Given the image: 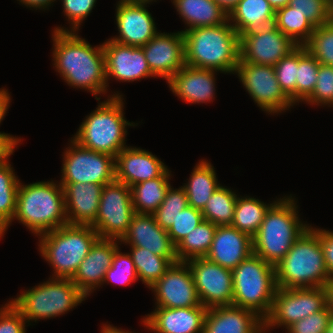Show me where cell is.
<instances>
[{"label": "cell", "instance_id": "35", "mask_svg": "<svg viewBox=\"0 0 333 333\" xmlns=\"http://www.w3.org/2000/svg\"><path fill=\"white\" fill-rule=\"evenodd\" d=\"M274 24L298 46H304L315 29L304 15L290 5L276 10Z\"/></svg>", "mask_w": 333, "mask_h": 333}, {"label": "cell", "instance_id": "28", "mask_svg": "<svg viewBox=\"0 0 333 333\" xmlns=\"http://www.w3.org/2000/svg\"><path fill=\"white\" fill-rule=\"evenodd\" d=\"M186 30L224 24L228 14L214 0H171Z\"/></svg>", "mask_w": 333, "mask_h": 333}, {"label": "cell", "instance_id": "19", "mask_svg": "<svg viewBox=\"0 0 333 333\" xmlns=\"http://www.w3.org/2000/svg\"><path fill=\"white\" fill-rule=\"evenodd\" d=\"M142 49L151 72L166 82L185 66L184 36L181 31H160Z\"/></svg>", "mask_w": 333, "mask_h": 333}, {"label": "cell", "instance_id": "49", "mask_svg": "<svg viewBox=\"0 0 333 333\" xmlns=\"http://www.w3.org/2000/svg\"><path fill=\"white\" fill-rule=\"evenodd\" d=\"M318 236L323 247L325 264L330 280H333V231L318 228Z\"/></svg>", "mask_w": 333, "mask_h": 333}, {"label": "cell", "instance_id": "10", "mask_svg": "<svg viewBox=\"0 0 333 333\" xmlns=\"http://www.w3.org/2000/svg\"><path fill=\"white\" fill-rule=\"evenodd\" d=\"M328 305L326 287L284 289L278 287L270 314L264 319V333L289 327ZM280 326V327H279Z\"/></svg>", "mask_w": 333, "mask_h": 333}, {"label": "cell", "instance_id": "11", "mask_svg": "<svg viewBox=\"0 0 333 333\" xmlns=\"http://www.w3.org/2000/svg\"><path fill=\"white\" fill-rule=\"evenodd\" d=\"M60 184L105 185L115 180V157L80 146L72 138L63 152Z\"/></svg>", "mask_w": 333, "mask_h": 333}, {"label": "cell", "instance_id": "8", "mask_svg": "<svg viewBox=\"0 0 333 333\" xmlns=\"http://www.w3.org/2000/svg\"><path fill=\"white\" fill-rule=\"evenodd\" d=\"M22 291L10 301L22 313L28 325L39 319L67 314L87 299L69 278L49 277L47 281Z\"/></svg>", "mask_w": 333, "mask_h": 333}, {"label": "cell", "instance_id": "16", "mask_svg": "<svg viewBox=\"0 0 333 333\" xmlns=\"http://www.w3.org/2000/svg\"><path fill=\"white\" fill-rule=\"evenodd\" d=\"M155 295V306L187 308L200 303L193 276L187 262L178 261L149 288Z\"/></svg>", "mask_w": 333, "mask_h": 333}, {"label": "cell", "instance_id": "36", "mask_svg": "<svg viewBox=\"0 0 333 333\" xmlns=\"http://www.w3.org/2000/svg\"><path fill=\"white\" fill-rule=\"evenodd\" d=\"M130 255L133 259L138 279L147 288H150L172 266L166 257L156 255L141 247L130 246Z\"/></svg>", "mask_w": 333, "mask_h": 333}, {"label": "cell", "instance_id": "1", "mask_svg": "<svg viewBox=\"0 0 333 333\" xmlns=\"http://www.w3.org/2000/svg\"><path fill=\"white\" fill-rule=\"evenodd\" d=\"M52 42L53 68L68 86L90 92L96 100L107 94L102 44L93 47L78 32L57 31H52Z\"/></svg>", "mask_w": 333, "mask_h": 333}, {"label": "cell", "instance_id": "4", "mask_svg": "<svg viewBox=\"0 0 333 333\" xmlns=\"http://www.w3.org/2000/svg\"><path fill=\"white\" fill-rule=\"evenodd\" d=\"M291 195L277 199L252 237L253 253L273 266L285 257L310 226L307 221L304 223L300 220L297 200Z\"/></svg>", "mask_w": 333, "mask_h": 333}, {"label": "cell", "instance_id": "21", "mask_svg": "<svg viewBox=\"0 0 333 333\" xmlns=\"http://www.w3.org/2000/svg\"><path fill=\"white\" fill-rule=\"evenodd\" d=\"M119 245V240L98 238L79 264L71 281L86 297L103 285L105 273L111 267L113 255Z\"/></svg>", "mask_w": 333, "mask_h": 333}, {"label": "cell", "instance_id": "39", "mask_svg": "<svg viewBox=\"0 0 333 333\" xmlns=\"http://www.w3.org/2000/svg\"><path fill=\"white\" fill-rule=\"evenodd\" d=\"M187 206H189V204L185 189L182 186L178 189H174V187L170 186L164 200L153 215L157 224L168 231L175 222L179 212Z\"/></svg>", "mask_w": 333, "mask_h": 333}, {"label": "cell", "instance_id": "3", "mask_svg": "<svg viewBox=\"0 0 333 333\" xmlns=\"http://www.w3.org/2000/svg\"><path fill=\"white\" fill-rule=\"evenodd\" d=\"M14 220L37 237L67 225L64 190L59 181L51 179L30 184L20 181L12 222Z\"/></svg>", "mask_w": 333, "mask_h": 333}, {"label": "cell", "instance_id": "50", "mask_svg": "<svg viewBox=\"0 0 333 333\" xmlns=\"http://www.w3.org/2000/svg\"><path fill=\"white\" fill-rule=\"evenodd\" d=\"M21 140V137L0 134V165L9 162L10 156L15 152V148H17Z\"/></svg>", "mask_w": 333, "mask_h": 333}, {"label": "cell", "instance_id": "30", "mask_svg": "<svg viewBox=\"0 0 333 333\" xmlns=\"http://www.w3.org/2000/svg\"><path fill=\"white\" fill-rule=\"evenodd\" d=\"M216 170L208 160L202 159L194 166L187 183L183 184L188 204L202 211L215 190L221 185Z\"/></svg>", "mask_w": 333, "mask_h": 333}, {"label": "cell", "instance_id": "57", "mask_svg": "<svg viewBox=\"0 0 333 333\" xmlns=\"http://www.w3.org/2000/svg\"><path fill=\"white\" fill-rule=\"evenodd\" d=\"M325 333H333V316L330 319L328 328L326 329Z\"/></svg>", "mask_w": 333, "mask_h": 333}, {"label": "cell", "instance_id": "12", "mask_svg": "<svg viewBox=\"0 0 333 333\" xmlns=\"http://www.w3.org/2000/svg\"><path fill=\"white\" fill-rule=\"evenodd\" d=\"M234 74L239 78L250 98L268 115L281 114L294 106L278 83L274 66L239 63Z\"/></svg>", "mask_w": 333, "mask_h": 333}, {"label": "cell", "instance_id": "48", "mask_svg": "<svg viewBox=\"0 0 333 333\" xmlns=\"http://www.w3.org/2000/svg\"><path fill=\"white\" fill-rule=\"evenodd\" d=\"M27 322L10 299L0 308V333H26Z\"/></svg>", "mask_w": 333, "mask_h": 333}, {"label": "cell", "instance_id": "40", "mask_svg": "<svg viewBox=\"0 0 333 333\" xmlns=\"http://www.w3.org/2000/svg\"><path fill=\"white\" fill-rule=\"evenodd\" d=\"M304 46L320 64L333 66V20L315 27Z\"/></svg>", "mask_w": 333, "mask_h": 333}, {"label": "cell", "instance_id": "22", "mask_svg": "<svg viewBox=\"0 0 333 333\" xmlns=\"http://www.w3.org/2000/svg\"><path fill=\"white\" fill-rule=\"evenodd\" d=\"M207 308L155 307L154 311L141 320V324L154 333H203Z\"/></svg>", "mask_w": 333, "mask_h": 333}, {"label": "cell", "instance_id": "38", "mask_svg": "<svg viewBox=\"0 0 333 333\" xmlns=\"http://www.w3.org/2000/svg\"><path fill=\"white\" fill-rule=\"evenodd\" d=\"M319 65L305 46H297L296 105L304 102L314 91Z\"/></svg>", "mask_w": 333, "mask_h": 333}, {"label": "cell", "instance_id": "18", "mask_svg": "<svg viewBox=\"0 0 333 333\" xmlns=\"http://www.w3.org/2000/svg\"><path fill=\"white\" fill-rule=\"evenodd\" d=\"M103 45L107 92L109 80L134 82L145 78H157L150 70L142 47L119 44L106 39Z\"/></svg>", "mask_w": 333, "mask_h": 333}, {"label": "cell", "instance_id": "53", "mask_svg": "<svg viewBox=\"0 0 333 333\" xmlns=\"http://www.w3.org/2000/svg\"><path fill=\"white\" fill-rule=\"evenodd\" d=\"M228 15L240 0H214Z\"/></svg>", "mask_w": 333, "mask_h": 333}, {"label": "cell", "instance_id": "24", "mask_svg": "<svg viewBox=\"0 0 333 333\" xmlns=\"http://www.w3.org/2000/svg\"><path fill=\"white\" fill-rule=\"evenodd\" d=\"M219 71L185 65L167 84L170 91L189 104L213 102L216 91V75Z\"/></svg>", "mask_w": 333, "mask_h": 333}, {"label": "cell", "instance_id": "44", "mask_svg": "<svg viewBox=\"0 0 333 333\" xmlns=\"http://www.w3.org/2000/svg\"><path fill=\"white\" fill-rule=\"evenodd\" d=\"M66 20L70 27H55L57 32H79L81 23L90 15L95 7L97 0H60Z\"/></svg>", "mask_w": 333, "mask_h": 333}, {"label": "cell", "instance_id": "7", "mask_svg": "<svg viewBox=\"0 0 333 333\" xmlns=\"http://www.w3.org/2000/svg\"><path fill=\"white\" fill-rule=\"evenodd\" d=\"M38 238L40 256L53 268L50 277L71 279L99 236L91 225L67 224Z\"/></svg>", "mask_w": 333, "mask_h": 333}, {"label": "cell", "instance_id": "56", "mask_svg": "<svg viewBox=\"0 0 333 333\" xmlns=\"http://www.w3.org/2000/svg\"><path fill=\"white\" fill-rule=\"evenodd\" d=\"M267 1L275 9V11L279 8L289 5L290 3V0H267Z\"/></svg>", "mask_w": 333, "mask_h": 333}, {"label": "cell", "instance_id": "46", "mask_svg": "<svg viewBox=\"0 0 333 333\" xmlns=\"http://www.w3.org/2000/svg\"><path fill=\"white\" fill-rule=\"evenodd\" d=\"M204 220L200 210L187 206L179 212L175 222L167 231L171 242L176 246L187 234L192 232Z\"/></svg>", "mask_w": 333, "mask_h": 333}, {"label": "cell", "instance_id": "41", "mask_svg": "<svg viewBox=\"0 0 333 333\" xmlns=\"http://www.w3.org/2000/svg\"><path fill=\"white\" fill-rule=\"evenodd\" d=\"M118 247L113 255L111 267L105 273L103 284L130 285L138 281L133 259L130 253H122Z\"/></svg>", "mask_w": 333, "mask_h": 333}, {"label": "cell", "instance_id": "55", "mask_svg": "<svg viewBox=\"0 0 333 333\" xmlns=\"http://www.w3.org/2000/svg\"><path fill=\"white\" fill-rule=\"evenodd\" d=\"M327 290V302L329 309L332 311L333 314V280H330L326 285Z\"/></svg>", "mask_w": 333, "mask_h": 333}, {"label": "cell", "instance_id": "42", "mask_svg": "<svg viewBox=\"0 0 333 333\" xmlns=\"http://www.w3.org/2000/svg\"><path fill=\"white\" fill-rule=\"evenodd\" d=\"M274 69L281 90L296 105L297 47L275 64Z\"/></svg>", "mask_w": 333, "mask_h": 333}, {"label": "cell", "instance_id": "15", "mask_svg": "<svg viewBox=\"0 0 333 333\" xmlns=\"http://www.w3.org/2000/svg\"><path fill=\"white\" fill-rule=\"evenodd\" d=\"M200 303L207 309L233 304L232 270L205 257L187 261Z\"/></svg>", "mask_w": 333, "mask_h": 333}, {"label": "cell", "instance_id": "52", "mask_svg": "<svg viewBox=\"0 0 333 333\" xmlns=\"http://www.w3.org/2000/svg\"><path fill=\"white\" fill-rule=\"evenodd\" d=\"M11 96L9 91L5 88L4 91L0 94V124L3 121L4 117L6 116V113H8V109L10 107ZM0 134H8L5 132H0Z\"/></svg>", "mask_w": 333, "mask_h": 333}, {"label": "cell", "instance_id": "6", "mask_svg": "<svg viewBox=\"0 0 333 333\" xmlns=\"http://www.w3.org/2000/svg\"><path fill=\"white\" fill-rule=\"evenodd\" d=\"M277 287L284 289L326 287L330 281L318 228L311 225L275 265Z\"/></svg>", "mask_w": 333, "mask_h": 333}, {"label": "cell", "instance_id": "58", "mask_svg": "<svg viewBox=\"0 0 333 333\" xmlns=\"http://www.w3.org/2000/svg\"><path fill=\"white\" fill-rule=\"evenodd\" d=\"M126 1H140V2H153L154 1V2H156V0H126Z\"/></svg>", "mask_w": 333, "mask_h": 333}, {"label": "cell", "instance_id": "17", "mask_svg": "<svg viewBox=\"0 0 333 333\" xmlns=\"http://www.w3.org/2000/svg\"><path fill=\"white\" fill-rule=\"evenodd\" d=\"M152 2L119 0L115 20L119 35L109 38L119 44L142 47L157 33L156 23L148 11Z\"/></svg>", "mask_w": 333, "mask_h": 333}, {"label": "cell", "instance_id": "51", "mask_svg": "<svg viewBox=\"0 0 333 333\" xmlns=\"http://www.w3.org/2000/svg\"><path fill=\"white\" fill-rule=\"evenodd\" d=\"M19 4L26 6L27 8H33L34 10H49L56 0H17Z\"/></svg>", "mask_w": 333, "mask_h": 333}, {"label": "cell", "instance_id": "31", "mask_svg": "<svg viewBox=\"0 0 333 333\" xmlns=\"http://www.w3.org/2000/svg\"><path fill=\"white\" fill-rule=\"evenodd\" d=\"M171 171L162 176L142 181L130 187L131 199L135 213L153 214L161 205L171 184Z\"/></svg>", "mask_w": 333, "mask_h": 333}, {"label": "cell", "instance_id": "9", "mask_svg": "<svg viewBox=\"0 0 333 333\" xmlns=\"http://www.w3.org/2000/svg\"><path fill=\"white\" fill-rule=\"evenodd\" d=\"M233 304L265 319L277 290L275 266L252 253L232 270Z\"/></svg>", "mask_w": 333, "mask_h": 333}, {"label": "cell", "instance_id": "33", "mask_svg": "<svg viewBox=\"0 0 333 333\" xmlns=\"http://www.w3.org/2000/svg\"><path fill=\"white\" fill-rule=\"evenodd\" d=\"M216 229L215 224L203 220L175 246L178 261L187 262L193 258L206 257Z\"/></svg>", "mask_w": 333, "mask_h": 333}, {"label": "cell", "instance_id": "34", "mask_svg": "<svg viewBox=\"0 0 333 333\" xmlns=\"http://www.w3.org/2000/svg\"><path fill=\"white\" fill-rule=\"evenodd\" d=\"M10 162L0 165V238L12 223L20 179Z\"/></svg>", "mask_w": 333, "mask_h": 333}, {"label": "cell", "instance_id": "14", "mask_svg": "<svg viewBox=\"0 0 333 333\" xmlns=\"http://www.w3.org/2000/svg\"><path fill=\"white\" fill-rule=\"evenodd\" d=\"M297 46L271 24L240 35V59L246 63L274 66Z\"/></svg>", "mask_w": 333, "mask_h": 333}, {"label": "cell", "instance_id": "43", "mask_svg": "<svg viewBox=\"0 0 333 333\" xmlns=\"http://www.w3.org/2000/svg\"><path fill=\"white\" fill-rule=\"evenodd\" d=\"M304 102L312 106L333 107V66L319 65L314 91Z\"/></svg>", "mask_w": 333, "mask_h": 333}, {"label": "cell", "instance_id": "54", "mask_svg": "<svg viewBox=\"0 0 333 333\" xmlns=\"http://www.w3.org/2000/svg\"><path fill=\"white\" fill-rule=\"evenodd\" d=\"M102 326L100 333H135L134 331L122 330V328L115 327L112 324H103Z\"/></svg>", "mask_w": 333, "mask_h": 333}, {"label": "cell", "instance_id": "25", "mask_svg": "<svg viewBox=\"0 0 333 333\" xmlns=\"http://www.w3.org/2000/svg\"><path fill=\"white\" fill-rule=\"evenodd\" d=\"M253 253L252 237L231 225L217 226L206 259L233 270Z\"/></svg>", "mask_w": 333, "mask_h": 333}, {"label": "cell", "instance_id": "45", "mask_svg": "<svg viewBox=\"0 0 333 333\" xmlns=\"http://www.w3.org/2000/svg\"><path fill=\"white\" fill-rule=\"evenodd\" d=\"M289 5L304 15L315 27L332 20L330 0H290Z\"/></svg>", "mask_w": 333, "mask_h": 333}, {"label": "cell", "instance_id": "23", "mask_svg": "<svg viewBox=\"0 0 333 333\" xmlns=\"http://www.w3.org/2000/svg\"><path fill=\"white\" fill-rule=\"evenodd\" d=\"M168 167L152 152L127 146L115 157V180L131 187L162 176Z\"/></svg>", "mask_w": 333, "mask_h": 333}, {"label": "cell", "instance_id": "60", "mask_svg": "<svg viewBox=\"0 0 333 333\" xmlns=\"http://www.w3.org/2000/svg\"><path fill=\"white\" fill-rule=\"evenodd\" d=\"M4 87L3 88H0V94L4 91Z\"/></svg>", "mask_w": 333, "mask_h": 333}, {"label": "cell", "instance_id": "13", "mask_svg": "<svg viewBox=\"0 0 333 333\" xmlns=\"http://www.w3.org/2000/svg\"><path fill=\"white\" fill-rule=\"evenodd\" d=\"M134 214L130 187L114 180L103 186L98 214L91 226L99 238L120 241L127 233Z\"/></svg>", "mask_w": 333, "mask_h": 333}, {"label": "cell", "instance_id": "26", "mask_svg": "<svg viewBox=\"0 0 333 333\" xmlns=\"http://www.w3.org/2000/svg\"><path fill=\"white\" fill-rule=\"evenodd\" d=\"M203 333H264V319L234 305L207 310Z\"/></svg>", "mask_w": 333, "mask_h": 333}, {"label": "cell", "instance_id": "32", "mask_svg": "<svg viewBox=\"0 0 333 333\" xmlns=\"http://www.w3.org/2000/svg\"><path fill=\"white\" fill-rule=\"evenodd\" d=\"M276 201L269 204L254 197L238 195L231 226L253 237Z\"/></svg>", "mask_w": 333, "mask_h": 333}, {"label": "cell", "instance_id": "20", "mask_svg": "<svg viewBox=\"0 0 333 333\" xmlns=\"http://www.w3.org/2000/svg\"><path fill=\"white\" fill-rule=\"evenodd\" d=\"M120 243L148 249L156 255L166 257L173 264L178 262L175 246L168 232L157 224L153 214L135 213Z\"/></svg>", "mask_w": 333, "mask_h": 333}, {"label": "cell", "instance_id": "59", "mask_svg": "<svg viewBox=\"0 0 333 333\" xmlns=\"http://www.w3.org/2000/svg\"><path fill=\"white\" fill-rule=\"evenodd\" d=\"M331 14H332V20H333V0L331 1Z\"/></svg>", "mask_w": 333, "mask_h": 333}, {"label": "cell", "instance_id": "47", "mask_svg": "<svg viewBox=\"0 0 333 333\" xmlns=\"http://www.w3.org/2000/svg\"><path fill=\"white\" fill-rule=\"evenodd\" d=\"M332 316L327 305L323 310L291 324L286 328V333H325Z\"/></svg>", "mask_w": 333, "mask_h": 333}, {"label": "cell", "instance_id": "27", "mask_svg": "<svg viewBox=\"0 0 333 333\" xmlns=\"http://www.w3.org/2000/svg\"><path fill=\"white\" fill-rule=\"evenodd\" d=\"M64 190L68 224L92 225L97 217L104 185L93 183L60 184Z\"/></svg>", "mask_w": 333, "mask_h": 333}, {"label": "cell", "instance_id": "29", "mask_svg": "<svg viewBox=\"0 0 333 333\" xmlns=\"http://www.w3.org/2000/svg\"><path fill=\"white\" fill-rule=\"evenodd\" d=\"M275 13L267 0H240L228 15V21L240 36L250 30L274 24Z\"/></svg>", "mask_w": 333, "mask_h": 333}, {"label": "cell", "instance_id": "37", "mask_svg": "<svg viewBox=\"0 0 333 333\" xmlns=\"http://www.w3.org/2000/svg\"><path fill=\"white\" fill-rule=\"evenodd\" d=\"M238 194L232 189L220 185L201 211L204 220L216 226L231 225L234 217Z\"/></svg>", "mask_w": 333, "mask_h": 333}, {"label": "cell", "instance_id": "5", "mask_svg": "<svg viewBox=\"0 0 333 333\" xmlns=\"http://www.w3.org/2000/svg\"><path fill=\"white\" fill-rule=\"evenodd\" d=\"M120 94L118 91L107 95V99L102 102L99 99L96 109L85 117L71 138L86 149L116 157L127 147V128L138 125L126 120L124 98Z\"/></svg>", "mask_w": 333, "mask_h": 333}, {"label": "cell", "instance_id": "2", "mask_svg": "<svg viewBox=\"0 0 333 333\" xmlns=\"http://www.w3.org/2000/svg\"><path fill=\"white\" fill-rule=\"evenodd\" d=\"M185 65L234 74L239 63L240 36L227 20L224 24L186 30Z\"/></svg>", "mask_w": 333, "mask_h": 333}]
</instances>
